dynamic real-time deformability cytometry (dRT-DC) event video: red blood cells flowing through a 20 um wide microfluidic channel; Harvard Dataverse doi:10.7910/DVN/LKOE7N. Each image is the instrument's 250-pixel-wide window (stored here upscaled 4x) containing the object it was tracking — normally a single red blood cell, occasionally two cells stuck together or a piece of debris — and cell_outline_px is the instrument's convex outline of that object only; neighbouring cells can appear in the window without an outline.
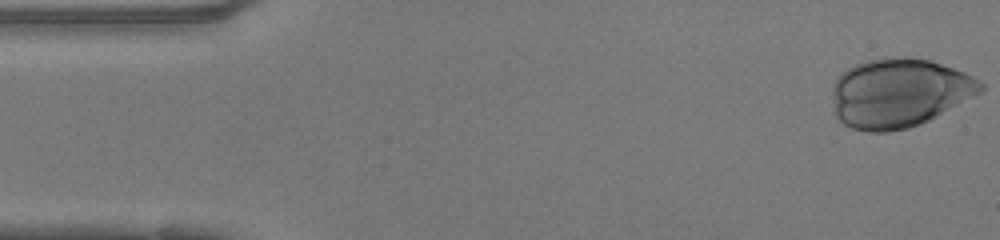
{"species": "human", "species_latin": "Homo sapiens", "temperature_condition": "warm", "stored_images_in_passage": 39, "camera_frame_rate_fps": 3000, "um_per_image_px": 0.085, "donor": {"sex": "female"}, "frame": {"image": 1, "passage_image": 1, "time_ms": 0.0, "image_size_px": [1000, 240], "cell_outline_px": [[984, 88], [980, 92], [928, 120], [920, 124], [908, 128], [888, 132], [868, 132], [852, 128], [844, 124], [832, 112], [832, 88], [836, 80], [848, 68], [864, 60], [884, 56], [908, 56], [928, 60], [964, 72], [980, 80], [984, 84]], "centroid_in_image_um": [76.37, 7.88], "position_along_channel_um": 8.6, "area_um2": 59.77}}
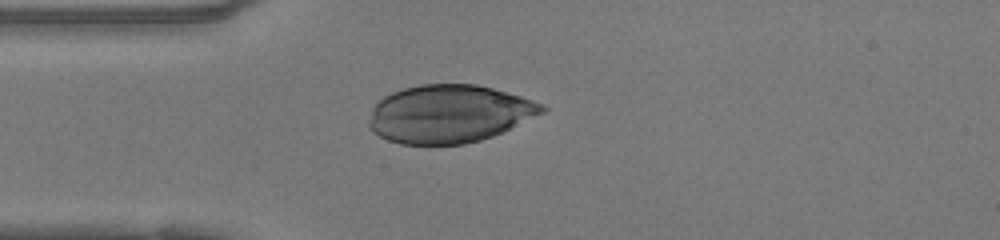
{"frame": {"image": 2, "passage_image": 12, "time_ms": 3.667, "image_size_px": [1000, 240], "cell_outline_px": [[548, 108], [544, 112], [492, 136], [480, 140], [464, 144], [400, 144], [388, 140], [372, 132], [368, 124], [368, 120], [372, 108], [384, 96], [392, 92], [404, 88], [420, 84], [476, 84], [492, 88], [520, 96], [544, 104]], "centroid_in_image_um": [38.15, 9.67], "position_along_channel_um": 46.9, "area_um2": 58.2}}
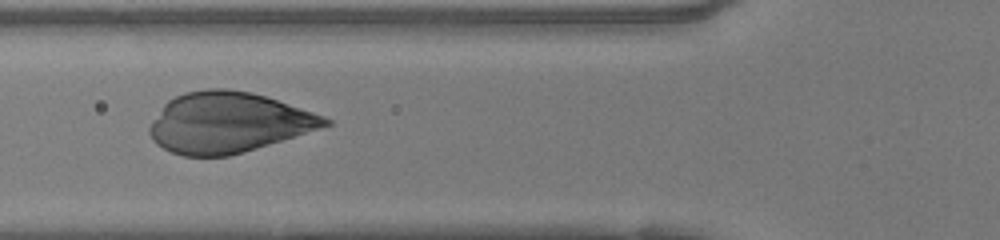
{"frame": {"image": 3, "passage_image": 17, "time_ms": 5.333, "image_size_px": [1000, 240], "cell_outline_px": [[332, 124], [244, 152], [228, 156], [184, 156], [172, 152], [156, 144], [152, 140], [148, 132], [148, 128], [152, 120], [164, 104], [168, 100], [184, 92], [208, 88], [228, 88], [252, 92], [324, 116], [332, 120]], "centroid_in_image_um": [19.34, 10.41], "position_along_channel_um": 106.5, "area_um2": 61.44}}